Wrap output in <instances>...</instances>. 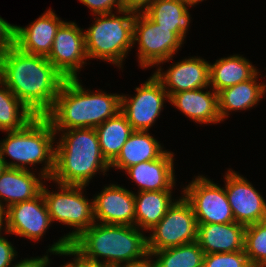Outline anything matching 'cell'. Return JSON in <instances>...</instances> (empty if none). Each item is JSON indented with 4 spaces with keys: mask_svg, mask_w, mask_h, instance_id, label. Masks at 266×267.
<instances>
[{
    "mask_svg": "<svg viewBox=\"0 0 266 267\" xmlns=\"http://www.w3.org/2000/svg\"><path fill=\"white\" fill-rule=\"evenodd\" d=\"M65 77L47 57L28 54L14 45L0 55V82L36 116L54 106Z\"/></svg>",
    "mask_w": 266,
    "mask_h": 267,
    "instance_id": "1",
    "label": "cell"
},
{
    "mask_svg": "<svg viewBox=\"0 0 266 267\" xmlns=\"http://www.w3.org/2000/svg\"><path fill=\"white\" fill-rule=\"evenodd\" d=\"M148 254L147 236L136 226L97 222L75 238L66 252L83 263L102 267H116Z\"/></svg>",
    "mask_w": 266,
    "mask_h": 267,
    "instance_id": "2",
    "label": "cell"
},
{
    "mask_svg": "<svg viewBox=\"0 0 266 267\" xmlns=\"http://www.w3.org/2000/svg\"><path fill=\"white\" fill-rule=\"evenodd\" d=\"M88 91V92H87ZM121 109V95L85 90L76 79H66L53 108L45 115L54 130L96 128L116 116Z\"/></svg>",
    "mask_w": 266,
    "mask_h": 267,
    "instance_id": "3",
    "label": "cell"
},
{
    "mask_svg": "<svg viewBox=\"0 0 266 267\" xmlns=\"http://www.w3.org/2000/svg\"><path fill=\"white\" fill-rule=\"evenodd\" d=\"M54 131L63 132L55 146V169L50 181L87 186L98 170L106 174L110 164L101 152L95 128Z\"/></svg>",
    "mask_w": 266,
    "mask_h": 267,
    "instance_id": "4",
    "label": "cell"
},
{
    "mask_svg": "<svg viewBox=\"0 0 266 267\" xmlns=\"http://www.w3.org/2000/svg\"><path fill=\"white\" fill-rule=\"evenodd\" d=\"M7 137L0 141V153L6 167L28 170V165L45 163L41 175L48 180L55 169L56 133L51 122L45 116H36L23 129L6 131ZM9 156L11 162L5 160Z\"/></svg>",
    "mask_w": 266,
    "mask_h": 267,
    "instance_id": "5",
    "label": "cell"
},
{
    "mask_svg": "<svg viewBox=\"0 0 266 267\" xmlns=\"http://www.w3.org/2000/svg\"><path fill=\"white\" fill-rule=\"evenodd\" d=\"M58 192L42 187V195L47 205L51 222H59L75 228L55 242L48 251L56 255H66L69 244L95 223L93 199L83 196L86 186L58 183Z\"/></svg>",
    "mask_w": 266,
    "mask_h": 267,
    "instance_id": "6",
    "label": "cell"
},
{
    "mask_svg": "<svg viewBox=\"0 0 266 267\" xmlns=\"http://www.w3.org/2000/svg\"><path fill=\"white\" fill-rule=\"evenodd\" d=\"M98 15L85 34V48L88 59H101L122 67L124 57L133 46L135 12L122 9L118 12Z\"/></svg>",
    "mask_w": 266,
    "mask_h": 267,
    "instance_id": "7",
    "label": "cell"
},
{
    "mask_svg": "<svg viewBox=\"0 0 266 267\" xmlns=\"http://www.w3.org/2000/svg\"><path fill=\"white\" fill-rule=\"evenodd\" d=\"M150 231L153 232L147 237L150 254L197 241L198 224L191 204L182 195Z\"/></svg>",
    "mask_w": 266,
    "mask_h": 267,
    "instance_id": "8",
    "label": "cell"
},
{
    "mask_svg": "<svg viewBox=\"0 0 266 267\" xmlns=\"http://www.w3.org/2000/svg\"><path fill=\"white\" fill-rule=\"evenodd\" d=\"M139 45L138 60L141 68L152 67L172 59L183 41L172 28L159 27L144 12L135 14L133 45Z\"/></svg>",
    "mask_w": 266,
    "mask_h": 267,
    "instance_id": "9",
    "label": "cell"
},
{
    "mask_svg": "<svg viewBox=\"0 0 266 267\" xmlns=\"http://www.w3.org/2000/svg\"><path fill=\"white\" fill-rule=\"evenodd\" d=\"M182 192L192 206L197 224L235 222L225 187L200 175L183 188Z\"/></svg>",
    "mask_w": 266,
    "mask_h": 267,
    "instance_id": "10",
    "label": "cell"
},
{
    "mask_svg": "<svg viewBox=\"0 0 266 267\" xmlns=\"http://www.w3.org/2000/svg\"><path fill=\"white\" fill-rule=\"evenodd\" d=\"M135 90L137 93L133 97L121 95L120 112L133 130L148 131L160 116L165 100L169 102V95L154 74Z\"/></svg>",
    "mask_w": 266,
    "mask_h": 267,
    "instance_id": "11",
    "label": "cell"
},
{
    "mask_svg": "<svg viewBox=\"0 0 266 267\" xmlns=\"http://www.w3.org/2000/svg\"><path fill=\"white\" fill-rule=\"evenodd\" d=\"M47 59L65 79L78 78L77 72L88 59L83 29L75 22L64 21L56 32Z\"/></svg>",
    "mask_w": 266,
    "mask_h": 267,
    "instance_id": "12",
    "label": "cell"
},
{
    "mask_svg": "<svg viewBox=\"0 0 266 267\" xmlns=\"http://www.w3.org/2000/svg\"><path fill=\"white\" fill-rule=\"evenodd\" d=\"M225 190L235 222L248 226L266 220V201L242 175L229 169Z\"/></svg>",
    "mask_w": 266,
    "mask_h": 267,
    "instance_id": "13",
    "label": "cell"
},
{
    "mask_svg": "<svg viewBox=\"0 0 266 267\" xmlns=\"http://www.w3.org/2000/svg\"><path fill=\"white\" fill-rule=\"evenodd\" d=\"M51 223L42 192L33 199L19 202L6 209L7 234L39 241Z\"/></svg>",
    "mask_w": 266,
    "mask_h": 267,
    "instance_id": "14",
    "label": "cell"
},
{
    "mask_svg": "<svg viewBox=\"0 0 266 267\" xmlns=\"http://www.w3.org/2000/svg\"><path fill=\"white\" fill-rule=\"evenodd\" d=\"M95 222L135 226V195L123 186H104L93 197Z\"/></svg>",
    "mask_w": 266,
    "mask_h": 267,
    "instance_id": "15",
    "label": "cell"
},
{
    "mask_svg": "<svg viewBox=\"0 0 266 267\" xmlns=\"http://www.w3.org/2000/svg\"><path fill=\"white\" fill-rule=\"evenodd\" d=\"M209 64L204 58L191 57L153 74L162 82L169 98L178 92L209 87Z\"/></svg>",
    "mask_w": 266,
    "mask_h": 267,
    "instance_id": "16",
    "label": "cell"
},
{
    "mask_svg": "<svg viewBox=\"0 0 266 267\" xmlns=\"http://www.w3.org/2000/svg\"><path fill=\"white\" fill-rule=\"evenodd\" d=\"M63 22L49 9L27 27L14 25V46L28 54L48 57Z\"/></svg>",
    "mask_w": 266,
    "mask_h": 267,
    "instance_id": "17",
    "label": "cell"
},
{
    "mask_svg": "<svg viewBox=\"0 0 266 267\" xmlns=\"http://www.w3.org/2000/svg\"><path fill=\"white\" fill-rule=\"evenodd\" d=\"M173 154L166 151L160 158L133 165L125 172L137 183L139 192L172 190L176 183Z\"/></svg>",
    "mask_w": 266,
    "mask_h": 267,
    "instance_id": "18",
    "label": "cell"
},
{
    "mask_svg": "<svg viewBox=\"0 0 266 267\" xmlns=\"http://www.w3.org/2000/svg\"><path fill=\"white\" fill-rule=\"evenodd\" d=\"M245 229L237 222L198 224L197 242L205 255L243 251Z\"/></svg>",
    "mask_w": 266,
    "mask_h": 267,
    "instance_id": "19",
    "label": "cell"
},
{
    "mask_svg": "<svg viewBox=\"0 0 266 267\" xmlns=\"http://www.w3.org/2000/svg\"><path fill=\"white\" fill-rule=\"evenodd\" d=\"M33 172L17 168L6 167L0 175V204L6 210L11 205L37 197L43 187V180L48 179ZM5 202V206L3 204Z\"/></svg>",
    "mask_w": 266,
    "mask_h": 267,
    "instance_id": "20",
    "label": "cell"
},
{
    "mask_svg": "<svg viewBox=\"0 0 266 267\" xmlns=\"http://www.w3.org/2000/svg\"><path fill=\"white\" fill-rule=\"evenodd\" d=\"M203 89L207 88L173 94L169 103L199 124L220 123L218 93L214 90L204 92Z\"/></svg>",
    "mask_w": 266,
    "mask_h": 267,
    "instance_id": "21",
    "label": "cell"
},
{
    "mask_svg": "<svg viewBox=\"0 0 266 267\" xmlns=\"http://www.w3.org/2000/svg\"><path fill=\"white\" fill-rule=\"evenodd\" d=\"M165 152L166 150H163L161 144L148 131L134 130L117 158L110 164V168L126 170L141 162L156 160Z\"/></svg>",
    "mask_w": 266,
    "mask_h": 267,
    "instance_id": "22",
    "label": "cell"
},
{
    "mask_svg": "<svg viewBox=\"0 0 266 267\" xmlns=\"http://www.w3.org/2000/svg\"><path fill=\"white\" fill-rule=\"evenodd\" d=\"M257 72L252 78L225 88L218 93L219 115L223 121L229 112L248 110L258 104L266 92V84L258 83Z\"/></svg>",
    "mask_w": 266,
    "mask_h": 267,
    "instance_id": "23",
    "label": "cell"
},
{
    "mask_svg": "<svg viewBox=\"0 0 266 267\" xmlns=\"http://www.w3.org/2000/svg\"><path fill=\"white\" fill-rule=\"evenodd\" d=\"M257 68L245 57L232 55L209 64V86L215 92L252 78Z\"/></svg>",
    "mask_w": 266,
    "mask_h": 267,
    "instance_id": "24",
    "label": "cell"
},
{
    "mask_svg": "<svg viewBox=\"0 0 266 267\" xmlns=\"http://www.w3.org/2000/svg\"><path fill=\"white\" fill-rule=\"evenodd\" d=\"M192 7L186 0H156L143 12L159 27L172 28L183 42L190 24V12Z\"/></svg>",
    "mask_w": 266,
    "mask_h": 267,
    "instance_id": "25",
    "label": "cell"
},
{
    "mask_svg": "<svg viewBox=\"0 0 266 267\" xmlns=\"http://www.w3.org/2000/svg\"><path fill=\"white\" fill-rule=\"evenodd\" d=\"M172 190L142 191L135 195V226L150 231L174 203ZM173 200V202H172Z\"/></svg>",
    "mask_w": 266,
    "mask_h": 267,
    "instance_id": "26",
    "label": "cell"
},
{
    "mask_svg": "<svg viewBox=\"0 0 266 267\" xmlns=\"http://www.w3.org/2000/svg\"><path fill=\"white\" fill-rule=\"evenodd\" d=\"M101 152L111 164L119 155L122 146L134 131L126 117L119 112L95 128Z\"/></svg>",
    "mask_w": 266,
    "mask_h": 267,
    "instance_id": "27",
    "label": "cell"
},
{
    "mask_svg": "<svg viewBox=\"0 0 266 267\" xmlns=\"http://www.w3.org/2000/svg\"><path fill=\"white\" fill-rule=\"evenodd\" d=\"M0 130L23 129L36 115L0 82Z\"/></svg>",
    "mask_w": 266,
    "mask_h": 267,
    "instance_id": "28",
    "label": "cell"
},
{
    "mask_svg": "<svg viewBox=\"0 0 266 267\" xmlns=\"http://www.w3.org/2000/svg\"><path fill=\"white\" fill-rule=\"evenodd\" d=\"M157 267H203L205 253L198 242L153 251Z\"/></svg>",
    "mask_w": 266,
    "mask_h": 267,
    "instance_id": "29",
    "label": "cell"
},
{
    "mask_svg": "<svg viewBox=\"0 0 266 267\" xmlns=\"http://www.w3.org/2000/svg\"><path fill=\"white\" fill-rule=\"evenodd\" d=\"M244 251L252 267H266V220L246 226Z\"/></svg>",
    "mask_w": 266,
    "mask_h": 267,
    "instance_id": "30",
    "label": "cell"
},
{
    "mask_svg": "<svg viewBox=\"0 0 266 267\" xmlns=\"http://www.w3.org/2000/svg\"><path fill=\"white\" fill-rule=\"evenodd\" d=\"M203 267H252L245 251L212 253L204 256Z\"/></svg>",
    "mask_w": 266,
    "mask_h": 267,
    "instance_id": "31",
    "label": "cell"
},
{
    "mask_svg": "<svg viewBox=\"0 0 266 267\" xmlns=\"http://www.w3.org/2000/svg\"><path fill=\"white\" fill-rule=\"evenodd\" d=\"M93 11L94 16L113 13V7L117 12L123 9L122 0H79Z\"/></svg>",
    "mask_w": 266,
    "mask_h": 267,
    "instance_id": "32",
    "label": "cell"
},
{
    "mask_svg": "<svg viewBox=\"0 0 266 267\" xmlns=\"http://www.w3.org/2000/svg\"><path fill=\"white\" fill-rule=\"evenodd\" d=\"M14 45V25L0 17V55Z\"/></svg>",
    "mask_w": 266,
    "mask_h": 267,
    "instance_id": "33",
    "label": "cell"
},
{
    "mask_svg": "<svg viewBox=\"0 0 266 267\" xmlns=\"http://www.w3.org/2000/svg\"><path fill=\"white\" fill-rule=\"evenodd\" d=\"M17 256L15 247L2 235L0 236V267H11Z\"/></svg>",
    "mask_w": 266,
    "mask_h": 267,
    "instance_id": "34",
    "label": "cell"
},
{
    "mask_svg": "<svg viewBox=\"0 0 266 267\" xmlns=\"http://www.w3.org/2000/svg\"><path fill=\"white\" fill-rule=\"evenodd\" d=\"M48 254L41 257L36 258H25L23 260H20L15 265H12V267H48L50 265V261L48 258Z\"/></svg>",
    "mask_w": 266,
    "mask_h": 267,
    "instance_id": "35",
    "label": "cell"
},
{
    "mask_svg": "<svg viewBox=\"0 0 266 267\" xmlns=\"http://www.w3.org/2000/svg\"><path fill=\"white\" fill-rule=\"evenodd\" d=\"M156 0H122L123 9L131 10L135 13L143 12L152 2Z\"/></svg>",
    "mask_w": 266,
    "mask_h": 267,
    "instance_id": "36",
    "label": "cell"
},
{
    "mask_svg": "<svg viewBox=\"0 0 266 267\" xmlns=\"http://www.w3.org/2000/svg\"><path fill=\"white\" fill-rule=\"evenodd\" d=\"M151 257H152V255L149 253L148 255L143 257L142 259L132 261V262H129L126 264H121V265L116 266V267H157L154 259L152 261Z\"/></svg>",
    "mask_w": 266,
    "mask_h": 267,
    "instance_id": "37",
    "label": "cell"
},
{
    "mask_svg": "<svg viewBox=\"0 0 266 267\" xmlns=\"http://www.w3.org/2000/svg\"><path fill=\"white\" fill-rule=\"evenodd\" d=\"M3 222L6 223V210L4 209V207L0 204V236H1V231L4 229H6V226H4ZM4 226V227H2Z\"/></svg>",
    "mask_w": 266,
    "mask_h": 267,
    "instance_id": "38",
    "label": "cell"
},
{
    "mask_svg": "<svg viewBox=\"0 0 266 267\" xmlns=\"http://www.w3.org/2000/svg\"><path fill=\"white\" fill-rule=\"evenodd\" d=\"M60 267H78V259L74 256L73 261L66 263L63 266Z\"/></svg>",
    "mask_w": 266,
    "mask_h": 267,
    "instance_id": "39",
    "label": "cell"
},
{
    "mask_svg": "<svg viewBox=\"0 0 266 267\" xmlns=\"http://www.w3.org/2000/svg\"><path fill=\"white\" fill-rule=\"evenodd\" d=\"M6 169V164L4 160L2 159L1 153H0V175L3 173V171Z\"/></svg>",
    "mask_w": 266,
    "mask_h": 267,
    "instance_id": "40",
    "label": "cell"
},
{
    "mask_svg": "<svg viewBox=\"0 0 266 267\" xmlns=\"http://www.w3.org/2000/svg\"><path fill=\"white\" fill-rule=\"evenodd\" d=\"M78 267H102V266L89 265L78 260Z\"/></svg>",
    "mask_w": 266,
    "mask_h": 267,
    "instance_id": "41",
    "label": "cell"
},
{
    "mask_svg": "<svg viewBox=\"0 0 266 267\" xmlns=\"http://www.w3.org/2000/svg\"><path fill=\"white\" fill-rule=\"evenodd\" d=\"M191 6H194L204 0H186Z\"/></svg>",
    "mask_w": 266,
    "mask_h": 267,
    "instance_id": "42",
    "label": "cell"
}]
</instances>
